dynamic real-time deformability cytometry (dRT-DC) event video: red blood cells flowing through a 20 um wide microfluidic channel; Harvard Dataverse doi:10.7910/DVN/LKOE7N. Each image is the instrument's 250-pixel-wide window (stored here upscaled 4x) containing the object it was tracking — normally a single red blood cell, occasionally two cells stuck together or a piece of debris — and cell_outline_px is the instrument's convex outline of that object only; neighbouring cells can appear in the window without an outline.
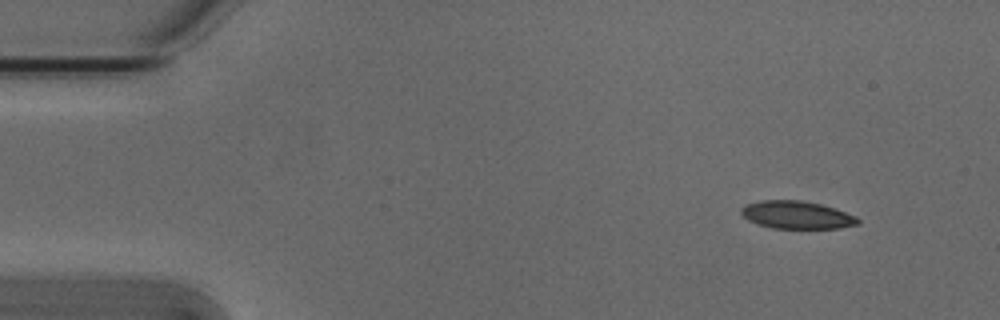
{"species": "Egyptian fruit bat (a non-hibernating species)", "species_latin": "Rousettus aegyptiacus", "temperature_condition": "cold", "stored_images_in_passage": 49, "camera_frame_rate_fps": 3000, "um_per_image_px": 0.085, "animal": {"sex": "male"}, "frame": {"image": 1, "passage_image": 1, "time_ms": 0.0, "image_size_px": [1000, 320], "cell_outline_px": [[860, 224], [840, 228], [772, 228], [748, 220], [740, 212], [740, 208], [748, 204], [760, 200], [800, 200], [820, 204], [836, 208], [856, 216], [860, 220]], "centroid_in_image_um": [67.76, 18.26], "position_along_channel_um": 17.2, "area_um2": 18.84}}
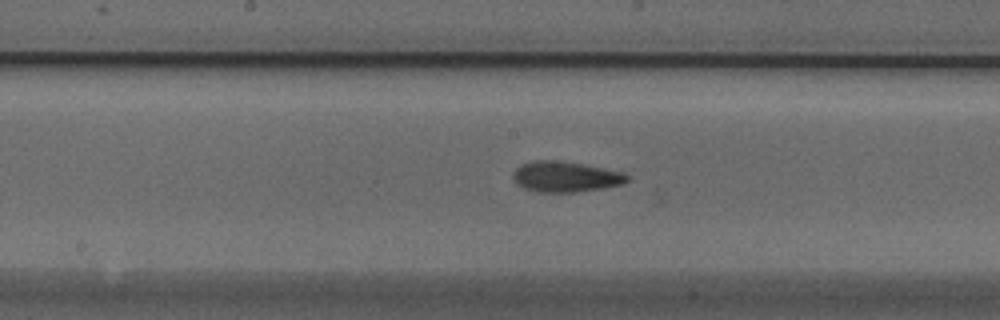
{"frame": {"image": 2, "passage_image": 23, "time_ms": 7.333, "image_size_px": [1000, 320], "cell_outline_px": [[628, 180], [624, 184], [604, 188], [576, 192], [540, 192], [524, 188], [516, 184], [512, 176], [516, 168], [520, 164], [536, 160], [552, 160], [580, 164], [624, 172], [628, 176]], "centroid_in_image_um": [48.06, 15.03], "position_along_channel_um": 200.1, "area_um2": 20.23}}
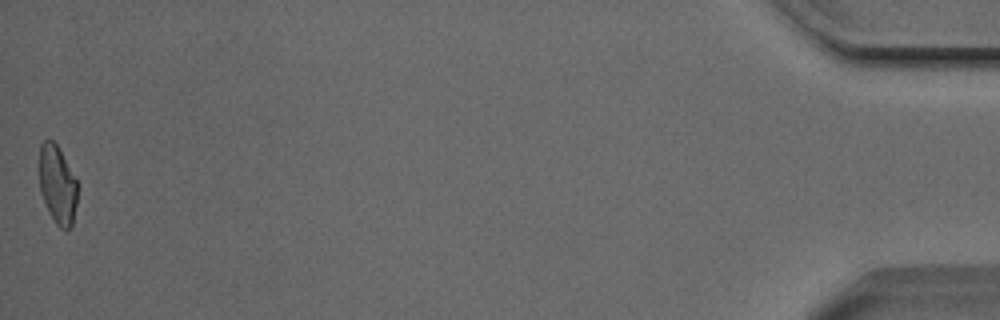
{"frame": {"image": 3, "passage_image": 49, "time_ms": 16.0, "image_size_px": [1000, 320], "cell_outline_px": [[76, 204], [72, 224], [68, 228], [60, 228], [56, 224], [48, 212], [40, 192], [40, 144], [44, 140], [52, 140], [56, 144], [76, 180]], "centroid_in_image_um": [4.86, 15.71], "position_along_channel_um": 430.3, "area_um2": 16.99}, "authors_computed_cell_mechanics": {"area_um2": 19.0162, "velocity_mm_per_s": 3.8344, "shape_relaxation_time_tau1_ms": 3.5841, "shape_relaxation_time_tau2_ms": 3.4436, "deformation_change_tau1": 0.1283, "deformation_change_tau2": 0.1158}}